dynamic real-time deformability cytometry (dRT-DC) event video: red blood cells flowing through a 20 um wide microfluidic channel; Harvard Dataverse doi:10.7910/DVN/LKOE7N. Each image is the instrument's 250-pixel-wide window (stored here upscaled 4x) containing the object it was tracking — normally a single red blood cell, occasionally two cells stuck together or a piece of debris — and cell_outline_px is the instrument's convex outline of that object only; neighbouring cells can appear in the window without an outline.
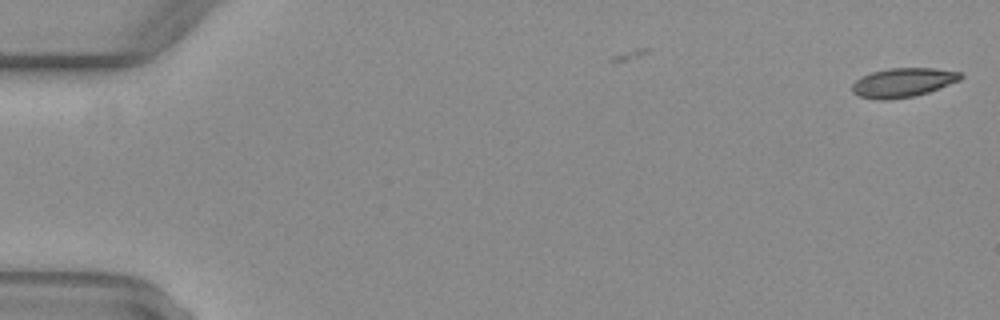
{"species": "common noctule bat (a hibernating species)", "species_latin": "Nyctalus noctula", "temperature_condition": "warm", "stored_images_in_passage": 8, "camera_frame_rate_fps": 3000, "um_per_image_px": 0.085, "animal": {"sex": "female", "body_mass_g": 29.2, "forearm_length_mm": 56.3}, "frame": {"image": 1, "passage_image": 1, "time_ms": 0.0, "image_size_px": [1000, 320], "cell_outline_px": [[964, 76], [960, 80], [928, 92], [912, 96], [888, 100], [876, 100], [860, 96], [852, 92], [852, 84], [856, 80], [872, 72], [888, 68], [932, 68], [960, 72]], "centroid_in_image_um": [76.74, 7.02], "position_along_channel_um": 8.3, "area_um2": 18.26}}